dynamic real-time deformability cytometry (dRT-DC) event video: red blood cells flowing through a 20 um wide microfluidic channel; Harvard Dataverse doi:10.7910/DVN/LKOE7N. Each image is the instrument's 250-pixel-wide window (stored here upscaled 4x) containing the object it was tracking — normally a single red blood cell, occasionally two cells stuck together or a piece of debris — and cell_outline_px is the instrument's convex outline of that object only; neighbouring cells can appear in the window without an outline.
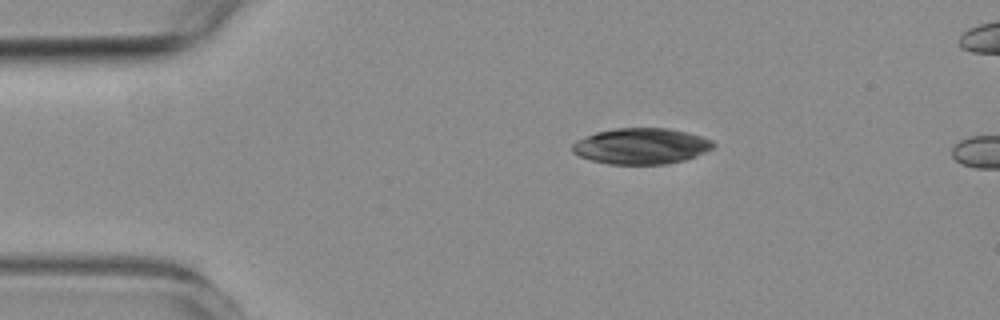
{"species": "common noctule bat (a hibernating species)", "species_latin": "Nyctalus noctula", "temperature_condition": "room temperature", "stored_images_in_passage": 3, "camera_frame_rate_fps": 3000, "um_per_image_px": 0.085, "animal": {"sex": "female", "body_mass_g": 19.3, "forearm_length_mm": 54.1}, "frame": {"image": 1, "passage_image": 1, "time_ms": 0.0, "image_size_px": [1000, 320], "cell_outline_px": [[716, 144], [712, 148], [696, 156], [684, 160], [664, 164], [608, 164], [592, 160], [580, 156], [572, 152], [572, 144], [576, 140], [596, 132], [616, 128], [668, 128], [688, 132], [712, 140]], "centroid_in_image_um": [54.5, 12.41], "position_along_channel_um": 30.5, "area_um2": 29.48}}